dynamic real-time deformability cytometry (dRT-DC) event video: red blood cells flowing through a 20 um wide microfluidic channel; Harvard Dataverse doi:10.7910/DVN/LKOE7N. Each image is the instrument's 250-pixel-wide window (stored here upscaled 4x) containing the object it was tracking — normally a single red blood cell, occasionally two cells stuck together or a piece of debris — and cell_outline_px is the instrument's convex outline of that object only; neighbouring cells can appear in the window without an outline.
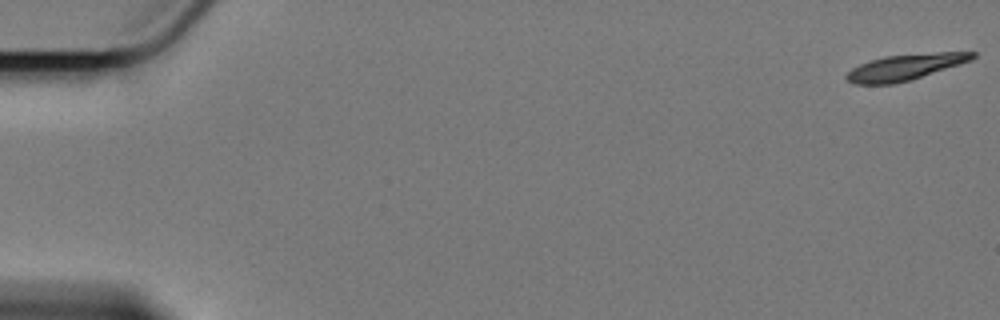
{"species": "Egyptian fruit bat (a non-hibernating species)", "species_latin": "Rousettus aegyptiacus", "temperature_condition": "cold", "stored_images_in_passage": 10, "camera_frame_rate_fps": 3000, "um_per_image_px": 0.085, "animal": {"sex": "female"}, "frame": {"image": 1, "passage_image": 1, "time_ms": 0.0, "image_size_px": [1000, 320], "cell_outline_px": [[976, 56], [972, 60], [912, 80], [892, 84], [856, 84], [848, 80], [844, 76], [852, 68], [868, 60], [884, 56], [936, 52], [976, 52]], "centroid_in_image_um": [76.94, 5.7], "position_along_channel_um": 8.1, "area_um2": 19.13}}